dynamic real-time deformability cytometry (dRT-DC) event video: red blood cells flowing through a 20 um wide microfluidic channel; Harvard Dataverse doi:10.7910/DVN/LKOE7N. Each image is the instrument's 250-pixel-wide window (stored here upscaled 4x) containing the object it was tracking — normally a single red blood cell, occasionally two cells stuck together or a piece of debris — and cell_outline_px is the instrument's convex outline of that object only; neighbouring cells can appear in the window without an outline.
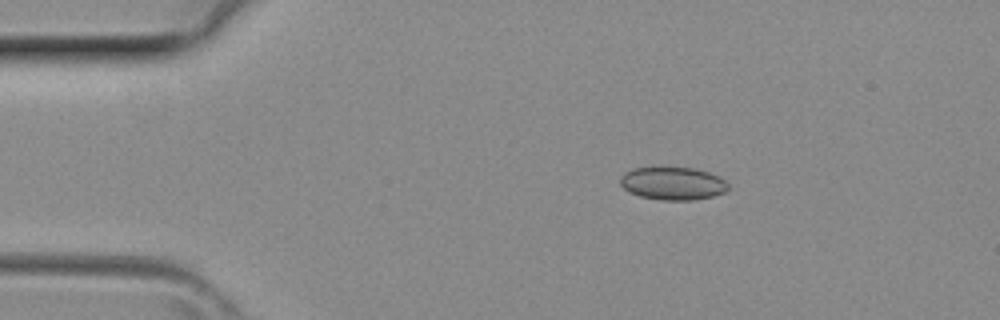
{"species": "common noctule bat (a hibernating species)", "species_latin": "Nyctalus noctula", "temperature_condition": "room temperature", "stored_images_in_passage": 2, "camera_frame_rate_fps": 3000, "um_per_image_px": 0.085, "animal": {"sex": "female", "body_mass_g": 29.2, "forearm_length_mm": 56.3}, "frame": {"image": 1, "passage_image": 1, "time_ms": 0.0, "image_size_px": [1000, 320], "cell_outline_px": [[728, 188], [724, 192], [712, 196], [692, 200], [660, 200], [640, 196], [628, 192], [620, 184], [620, 176], [624, 172], [632, 168], [660, 164], [696, 168], [720, 176], [728, 184]], "centroid_in_image_um": [57.13, 15.53], "position_along_channel_um": 27.9, "area_um2": 21.62}}